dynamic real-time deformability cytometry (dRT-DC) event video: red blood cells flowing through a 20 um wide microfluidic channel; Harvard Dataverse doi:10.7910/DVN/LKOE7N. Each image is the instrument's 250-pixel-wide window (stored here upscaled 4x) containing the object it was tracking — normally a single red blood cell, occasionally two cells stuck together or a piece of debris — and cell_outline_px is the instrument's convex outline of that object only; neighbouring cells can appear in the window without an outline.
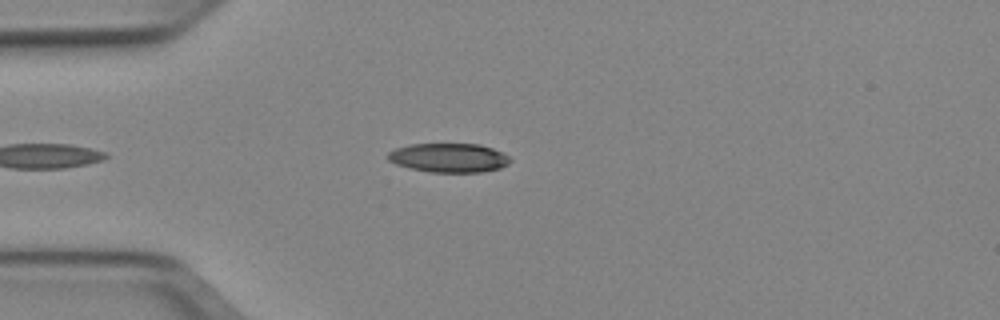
{"species": "Egyptian fruit bat (a non-hibernating species)", "species_latin": "Rousettus aegyptiacus", "temperature_condition": "cold", "stored_images_in_passage": 36, "camera_frame_rate_fps": 3000, "um_per_image_px": 0.085, "animal": {"sex": "female"}, "frame": {"image": 1, "passage_image": 1, "time_ms": 0.0, "image_size_px": [1000, 320], "cell_outline_px": [[512, 160], [508, 164], [500, 168], [480, 172], [432, 172], [412, 168], [396, 164], [388, 160], [384, 156], [388, 152], [396, 148], [408, 144], [480, 144], [492, 148], [508, 156]], "centroid_in_image_um": [38.13, 13.4], "position_along_channel_um": 46.9, "area_um2": 20.69}}
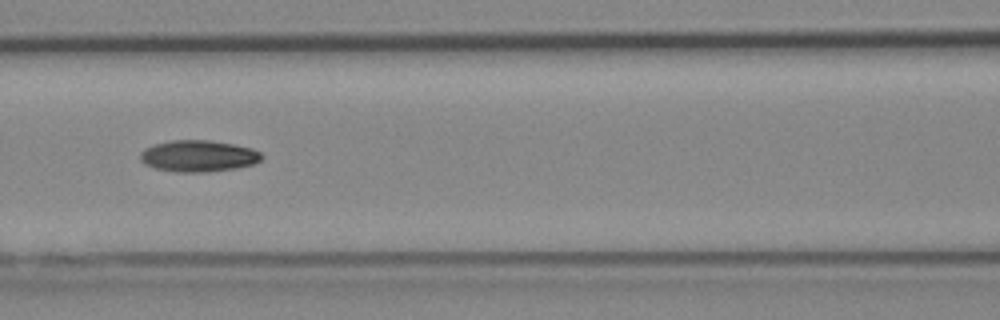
{"frame": {"image": 2, "passage_image": 10, "time_ms": 3.0, "image_size_px": [1000, 320], "cell_outline_px": [[264, 156], [256, 164], [236, 168], [208, 172], [176, 172], [156, 168], [144, 164], [140, 160], [140, 152], [144, 148], [152, 144], [172, 140], [208, 140], [232, 144], [252, 148], [260, 152]], "centroid_in_image_um": [16.85, 13.26], "position_along_channel_um": 149.7, "area_um2": 22.48}}
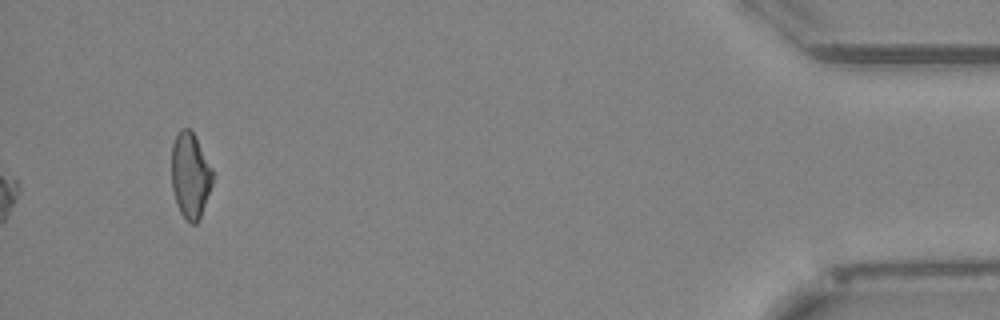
{"frame": {"image": 3, "passage_image": 36, "time_ms": 11.667, "image_size_px": [1000, 320], "cell_outline_px": [[212, 184], [200, 220], [196, 224], [192, 224], [180, 212], [176, 204], [172, 188], [172, 144], [180, 128], [188, 128], [192, 132], [212, 168]], "centroid_in_image_um": [16.16, 14.94], "position_along_channel_um": 419.0, "area_um2": 20.29}, "authors_computed_cell_mechanics": {"area_um2": 21.2704, "velocity_mm_per_s": 3.9613, "shape_relaxation_time_tau1_ms": 5.1237, "shape_relaxation_time_tau2_ms": 7.7363, "deformation_change_tau1": 0.1533, "deformation_change_tau2": 0.1314}}